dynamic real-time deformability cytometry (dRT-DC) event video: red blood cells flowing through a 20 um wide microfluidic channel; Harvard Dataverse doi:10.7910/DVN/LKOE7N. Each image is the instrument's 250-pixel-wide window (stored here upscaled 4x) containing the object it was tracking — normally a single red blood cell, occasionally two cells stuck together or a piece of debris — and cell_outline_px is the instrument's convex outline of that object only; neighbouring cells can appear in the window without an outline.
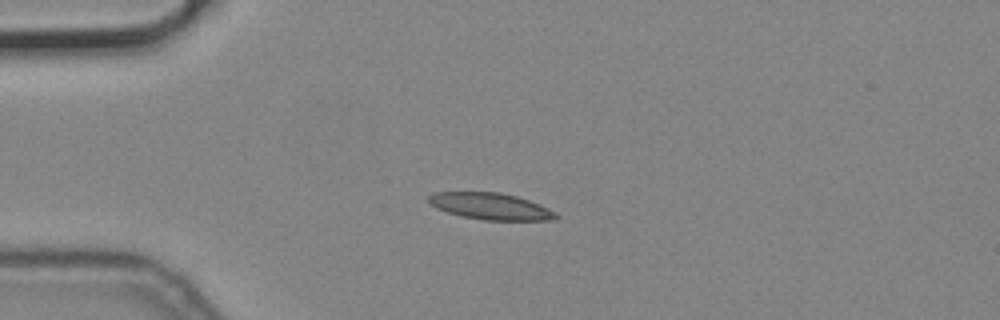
{"species": "common noctule bat (a hibernating species)", "species_latin": "Nyctalus noctula", "temperature_condition": "cold", "stored_images_in_passage": 43, "camera_frame_rate_fps": 3000, "um_per_image_px": 0.085, "animal": {"sex": "male", "body_mass_g": 19.2, "forearm_length_mm": 51.8}, "frame": {"image": 1, "passage_image": 1, "time_ms": 0.0, "image_size_px": [1000, 320], "cell_outline_px": [[560, 216], [556, 220], [484, 220], [460, 216], [436, 208], [428, 200], [428, 196], [432, 192], [500, 192], [516, 196], [528, 200], [548, 208], [556, 212]], "centroid_in_image_um": [41.71, 17.54], "position_along_channel_um": 43.3, "area_um2": 19.77}}
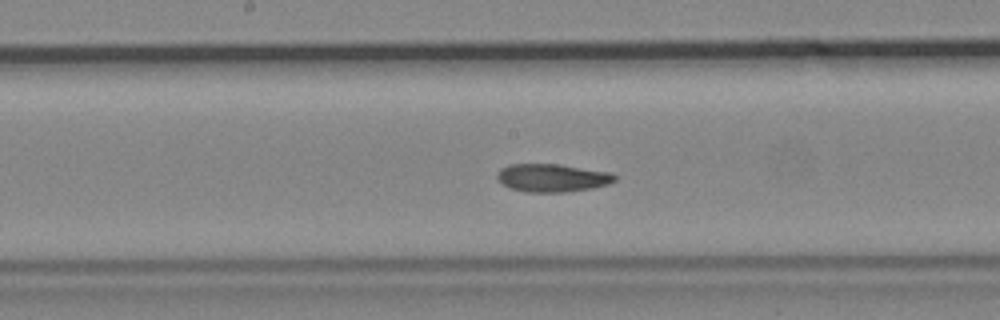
{"frame": {"image": 2, "passage_image": 16, "time_ms": 5.0, "image_size_px": [1000, 320], "cell_outline_px": [[616, 180], [608, 184], [592, 188], [564, 192], [524, 192], [508, 188], [496, 180], [496, 172], [500, 168], [508, 164], [560, 164], [612, 172], [616, 176]], "centroid_in_image_um": [46.89, 15.11], "position_along_channel_um": 201.3, "area_um2": 19.59}}
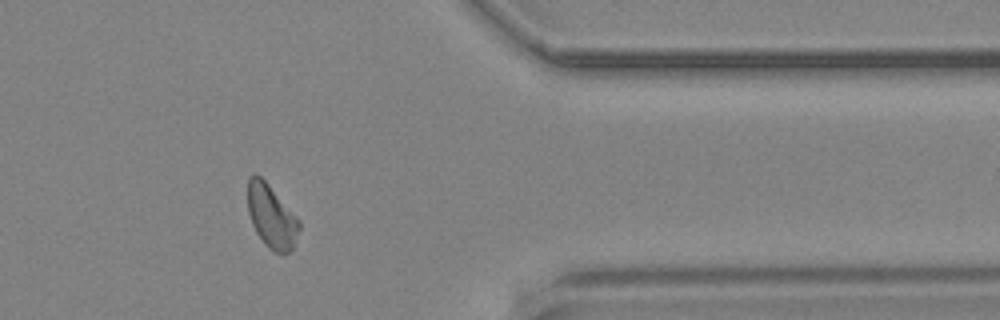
{"frame": {"image": 3, "passage_image": 33, "time_ms": 10.667, "image_size_px": [1000, 320], "cell_outline_px": [[300, 228], [292, 248], [284, 256], [268, 248], [264, 244], [256, 232], [252, 224], [248, 212], [248, 176], [256, 172], [268, 184], [300, 220]], "centroid_in_image_um": [23.06, 18.4], "position_along_channel_um": 388.3, "area_um2": 19.02}}